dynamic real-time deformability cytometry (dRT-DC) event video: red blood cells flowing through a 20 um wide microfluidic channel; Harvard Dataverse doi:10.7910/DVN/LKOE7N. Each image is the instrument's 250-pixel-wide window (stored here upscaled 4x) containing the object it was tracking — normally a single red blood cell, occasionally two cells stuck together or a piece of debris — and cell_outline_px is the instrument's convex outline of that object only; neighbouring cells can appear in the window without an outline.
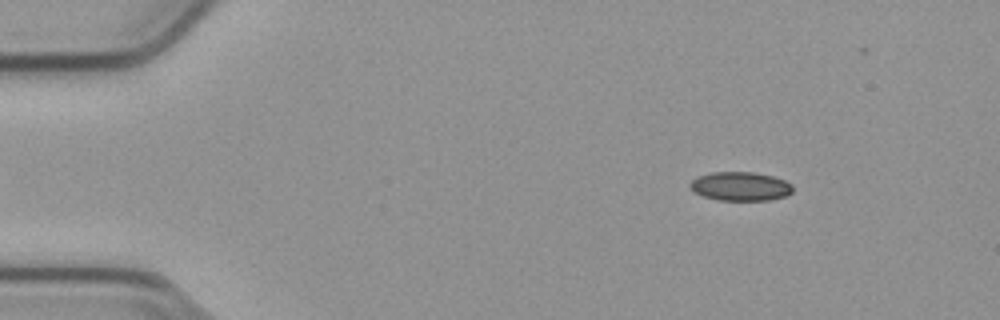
{"species": "common noctule bat (a hibernating species)", "species_latin": "Nyctalus noctula", "temperature_condition": "cold", "stored_images_in_passage": 50, "camera_frame_rate_fps": 3000, "um_per_image_px": 0.085, "animal": {"sex": "male", "body_mass_g": 23.1, "forearm_length_mm": 52.7}, "frame": {"image": 1, "passage_image": 2, "time_ms": 0.333, "image_size_px": [1000, 320], "cell_outline_px": [[792, 192], [784, 196], [768, 200], [716, 200], [704, 196], [696, 192], [688, 184], [696, 176], [712, 172], [756, 172], [772, 176], [784, 180], [792, 184]], "centroid_in_image_um": [62.92, 15.83], "position_along_channel_um": 22.1, "area_um2": 17.22}}
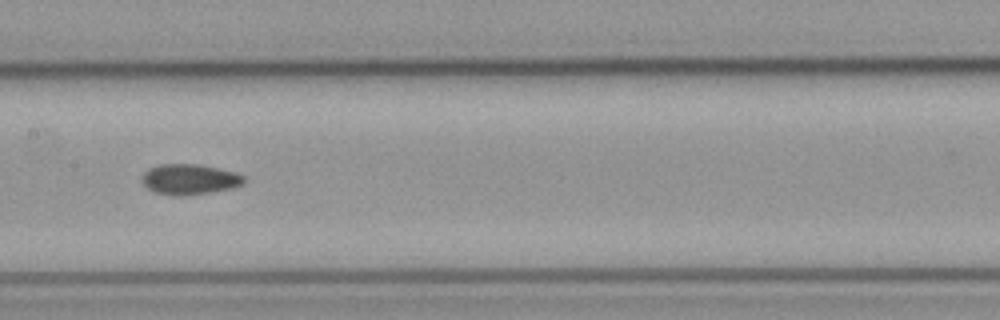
{"frame": {"image": 2, "passage_image": 22, "time_ms": 7.0, "image_size_px": [1000, 320], "cell_outline_px": [[244, 184], [232, 188], [184, 196], [180, 196], [156, 192], [148, 188], [140, 180], [144, 172], [148, 168], [160, 164], [200, 164], [236, 172], [244, 176]], "centroid_in_image_um": [16.11, 15.23], "position_along_channel_um": 191.3, "area_um2": 18.09}}
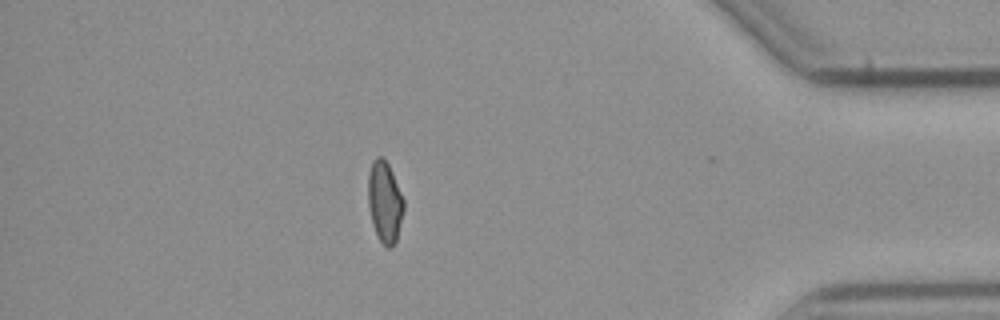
{"frame": {"image": 3, "passage_image": 42, "time_ms": 13.667, "image_size_px": [1000, 320], "cell_outline_px": [[404, 208], [396, 244], [392, 248], [388, 248], [380, 240], [372, 224], [368, 204], [368, 176], [372, 160], [376, 156], [380, 156], [388, 164], [392, 172], [404, 200]], "centroid_in_image_um": [32.7, 17.18], "position_along_channel_um": 402.5, "area_um2": 16.88}, "authors_computed_cell_mechanics": {"area_um2": 17.2533, "velocity_mm_per_s": 3.8054, "shape_relaxation_time_tau1_ms": null, "shape_relaxation_time_tau2_ms": 5.5419, "deformation_change_tau1": null, "deformation_change_tau2": 0.0997}}